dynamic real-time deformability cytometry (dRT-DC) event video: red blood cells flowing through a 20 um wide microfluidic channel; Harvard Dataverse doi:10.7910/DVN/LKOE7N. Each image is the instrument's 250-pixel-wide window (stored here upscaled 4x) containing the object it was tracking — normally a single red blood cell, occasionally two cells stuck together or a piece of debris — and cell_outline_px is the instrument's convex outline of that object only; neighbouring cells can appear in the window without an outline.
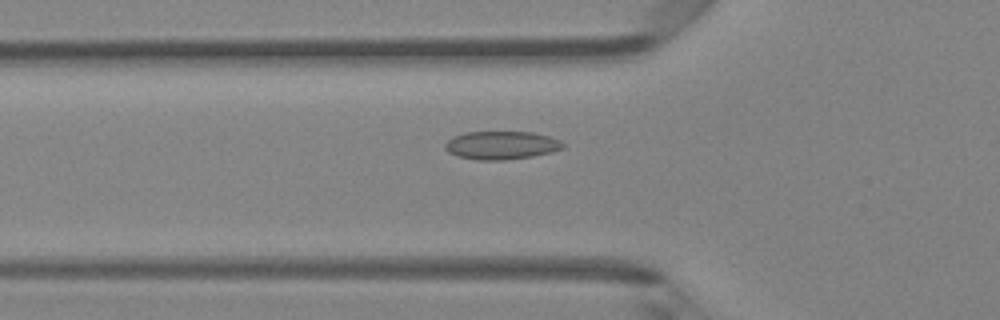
{"species": "Egyptian fruit bat (a non-hibernating species)", "species_latin": "Rousettus aegyptiacus", "temperature_condition": "room temperature", "stored_images_in_passage": 33, "camera_frame_rate_fps": 3000, "um_per_image_px": 0.085, "animal": {"sex": "female"}, "frame": {"image": 1, "passage_image": 2, "time_ms": 0.333, "image_size_px": [1000, 320], "cell_outline_px": [[564, 148], [552, 152], [532, 156], [504, 160], [476, 160], [456, 156], [448, 152], [444, 148], [444, 144], [452, 136], [464, 132], [532, 132], [548, 136], [560, 140], [564, 144]], "centroid_in_image_um": [42.58, 12.35], "position_along_channel_um": 83.2, "area_um2": 19.54}}
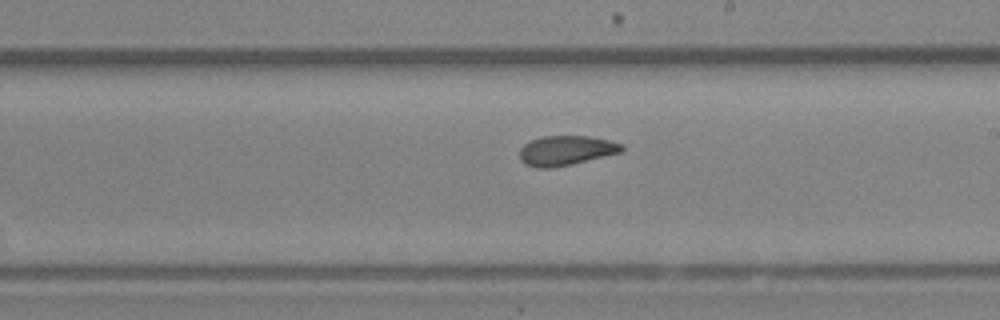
{"frame": {"image": 2, "passage_image": 13, "time_ms": 4.0, "image_size_px": [1000, 320], "cell_outline_px": [[624, 148], [620, 152], [572, 164], [552, 168], [536, 168], [524, 164], [520, 160], [520, 148], [524, 144], [540, 136], [588, 136], [608, 140], [624, 144]], "centroid_in_image_um": [48.08, 12.79], "position_along_channel_um": 240.9, "area_um2": 17.69}}
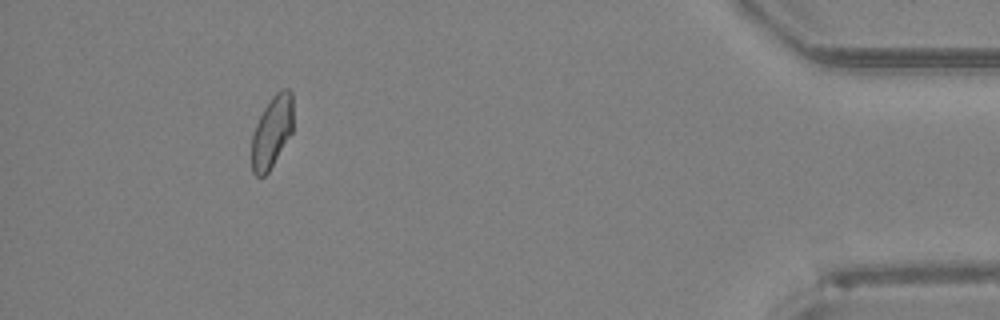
{"frame": {"image": 3, "passage_image": 29, "time_ms": 9.333, "image_size_px": [1000, 320], "cell_outline_px": [[292, 132], [268, 172], [264, 176], [256, 176], [252, 172], [252, 136], [256, 124], [264, 108], [272, 96], [280, 88], [288, 88], [292, 92]], "centroid_in_image_um": [23.11, 11.17], "position_along_channel_um": 412.1, "area_um2": 17.22}, "authors_computed_cell_mechanics": {"area_um2": 17.9758, "velocity_mm_per_s": 4.3156, "shape_relaxation_time_tau1_ms": null, "shape_relaxation_time_tau2_ms": 2.0984, "deformation_change_tau1": null, "deformation_change_tau2": 0.0573}}